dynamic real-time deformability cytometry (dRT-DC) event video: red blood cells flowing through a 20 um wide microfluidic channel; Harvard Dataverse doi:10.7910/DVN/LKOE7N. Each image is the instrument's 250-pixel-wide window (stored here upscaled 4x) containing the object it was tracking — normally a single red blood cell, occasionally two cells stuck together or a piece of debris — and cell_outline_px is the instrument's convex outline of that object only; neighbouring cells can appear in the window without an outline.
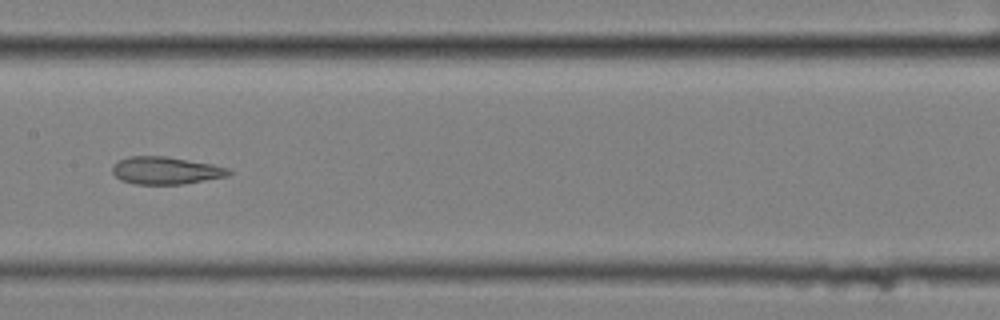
{"species": "common noctule bat (a hibernating species)", "species_latin": "Nyctalus noctula", "temperature_condition": "cold", "stored_images_in_passage": 13, "camera_frame_rate_fps": 3000, "um_per_image_px": 0.085, "animal": {"sex": "female", "body_mass_g": 25.1}, "frame": {"image": 1, "passage_image": 6, "time_ms": 1.667, "image_size_px": [1000, 320], "cell_outline_px": [[232, 172], [228, 176], [184, 184], [136, 184], [120, 180], [112, 172], [112, 164], [128, 156], [164, 156], [212, 164], [228, 168]], "centroid_in_image_um": [14.07, 14.49], "position_along_channel_um": 193.3, "area_um2": 18.61}}
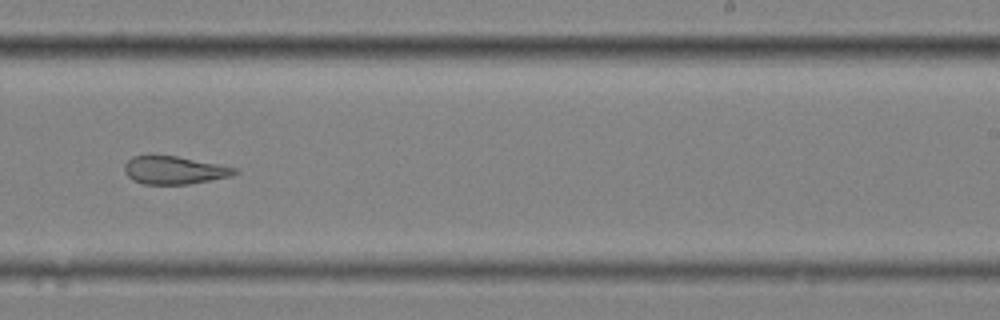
{"frame": {"image": 2, "passage_image": 8, "time_ms": 2.333, "image_size_px": [1000, 320], "cell_outline_px": [[240, 172], [232, 176], [188, 184], [144, 184], [132, 180], [124, 172], [124, 164], [132, 156], [148, 152], [176, 156], [236, 168]], "centroid_in_image_um": [14.73, 14.43], "position_along_channel_um": 274.3, "area_um2": 18.38}}